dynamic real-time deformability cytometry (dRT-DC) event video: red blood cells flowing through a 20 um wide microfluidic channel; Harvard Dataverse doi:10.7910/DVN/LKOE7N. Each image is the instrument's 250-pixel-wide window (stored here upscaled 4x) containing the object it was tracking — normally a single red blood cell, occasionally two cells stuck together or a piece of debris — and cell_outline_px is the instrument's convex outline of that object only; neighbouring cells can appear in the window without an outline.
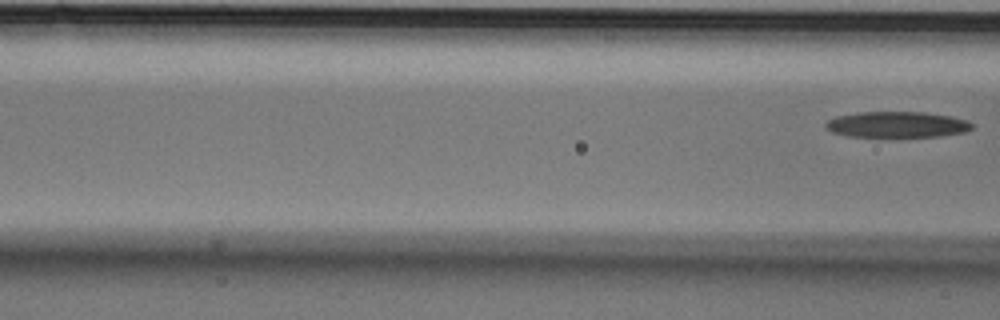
{"species": "Egyptian fruit bat (a non-hibernating species)", "species_latin": "Rousettus aegyptiacus", "temperature_condition": "cold", "stored_images_in_passage": 23, "segment_of_instrument_passage": [2, 2], "camera_frame_rate_fps": 3000, "um_per_image_px": 0.085, "animal": {"sex": "male"}, "frame": {"image": 1, "passage_image": 23, "time_ms": 7.333, "image_size_px": [1000, 320], "cell_outline_px": [[972, 128], [964, 132], [940, 136], [848, 136], [832, 132], [824, 128], [824, 124], [828, 120], [836, 116], [860, 112], [924, 112], [952, 116], [968, 120], [972, 124]], "centroid_in_image_um": [76.23, 10.57], "position_along_channel_um": 90.4, "area_um2": 22.02}}